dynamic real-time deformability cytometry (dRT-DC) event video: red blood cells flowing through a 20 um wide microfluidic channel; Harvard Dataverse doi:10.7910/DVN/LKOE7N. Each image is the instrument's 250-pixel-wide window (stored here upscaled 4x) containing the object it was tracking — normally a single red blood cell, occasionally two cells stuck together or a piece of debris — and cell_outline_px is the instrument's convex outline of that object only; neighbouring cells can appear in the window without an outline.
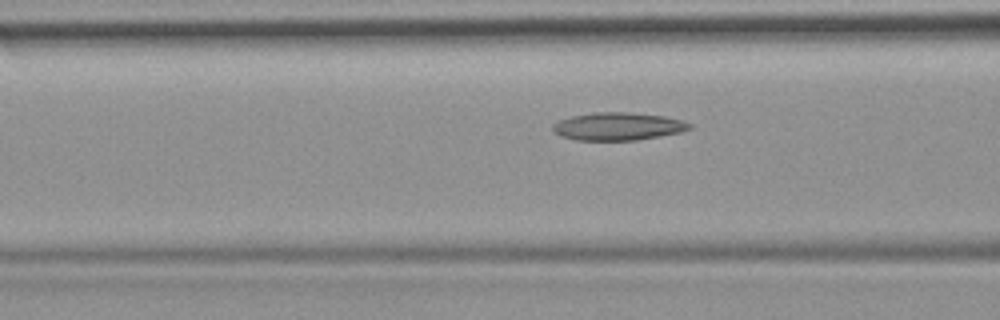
{"species": "common noctule bat (a hibernating species)", "species_latin": "Nyctalus noctula", "temperature_condition": "room temperature", "stored_images_in_passage": 4, "segment_of_instrument_passage": [2, 2], "camera_frame_rate_fps": 3000, "um_per_image_px": 0.085, "animal": {"sex": "female", "body_mass_g": 19.9}, "frame": {"image": 1, "passage_image": 4, "time_ms": 4.0, "image_size_px": [1000, 320], "cell_outline_px": [[692, 128], [680, 132], [660, 136], [636, 140], [576, 140], [560, 136], [552, 132], [552, 124], [560, 120], [572, 116], [596, 112], [628, 112], [664, 116], [680, 120], [692, 124]], "centroid_in_image_um": [52.5, 10.74], "position_along_channel_um": 114.1, "area_um2": 22.14}}